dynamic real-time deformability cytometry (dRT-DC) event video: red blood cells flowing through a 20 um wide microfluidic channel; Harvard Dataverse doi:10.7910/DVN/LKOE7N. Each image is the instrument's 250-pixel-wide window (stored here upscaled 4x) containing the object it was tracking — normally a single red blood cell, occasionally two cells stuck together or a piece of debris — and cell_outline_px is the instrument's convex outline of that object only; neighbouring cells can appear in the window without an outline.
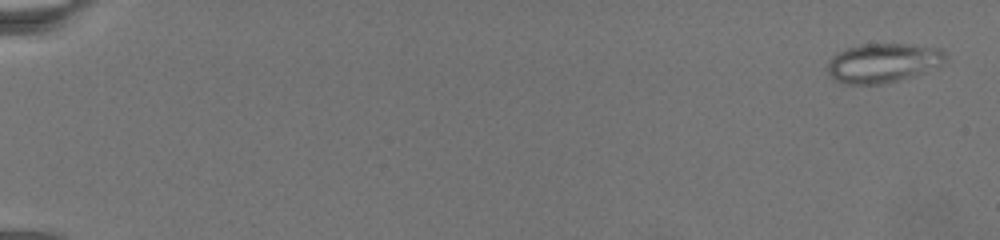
{"species": "common noctule bat (a hibernating species)", "species_latin": "Nyctalus noctula", "temperature_condition": "warm", "stored_images_in_passage": 7, "camera_frame_rate_fps": 3000, "um_per_image_px": 0.085, "animal": {"sex": "female", "body_mass_g": 19.5, "forearm_length_mm": 54.1}, "frame": {"image": 1, "passage_image": 2, "time_ms": 0.667, "image_size_px": [1000, 240], "cell_outline_px": [[948, 56], [940, 64], [912, 76], [880, 84], [844, 84], [836, 80], [828, 72], [828, 60], [832, 56], [848, 48], [864, 44], [908, 44], [944, 48]], "centroid_in_image_um": [75.06, 5.33], "position_along_channel_um": 9.9, "area_um2": 26.65}}